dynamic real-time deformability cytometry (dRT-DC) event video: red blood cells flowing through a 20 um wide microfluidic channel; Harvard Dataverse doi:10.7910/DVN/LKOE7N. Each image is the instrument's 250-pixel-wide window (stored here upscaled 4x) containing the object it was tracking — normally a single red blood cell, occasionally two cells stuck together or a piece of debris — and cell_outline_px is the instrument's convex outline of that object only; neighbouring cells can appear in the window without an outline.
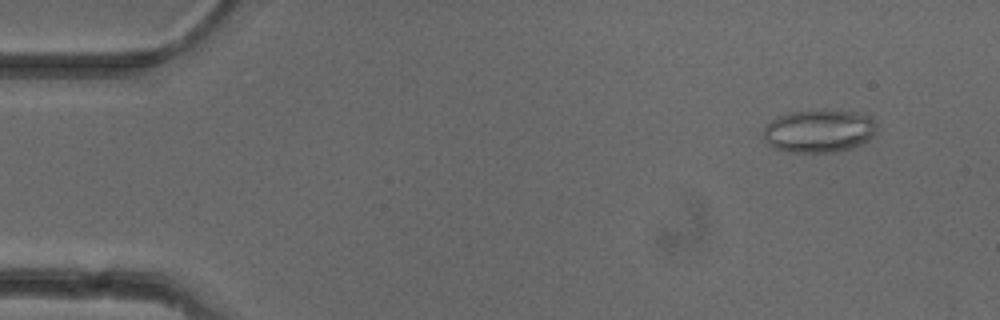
{"species": "common noctule bat (a hibernating species)", "species_latin": "Nyctalus noctula", "temperature_condition": "cold", "stored_images_in_passage": 52, "camera_frame_rate_fps": 3000, "um_per_image_px": 0.085, "animal": {"sex": "female"}, "frame": {"image": 1, "passage_image": 5, "time_ms": 1.333, "image_size_px": [1000, 320], "cell_outline_px": [[876, 132], [864, 144], [852, 148], [836, 152], [792, 152], [772, 148], [764, 140], [764, 128], [776, 116], [792, 112], [824, 108], [856, 112], [872, 116], [876, 124]], "centroid_in_image_um": [69.65, 11.11], "position_along_channel_um": 15.4, "area_um2": 29.02}}
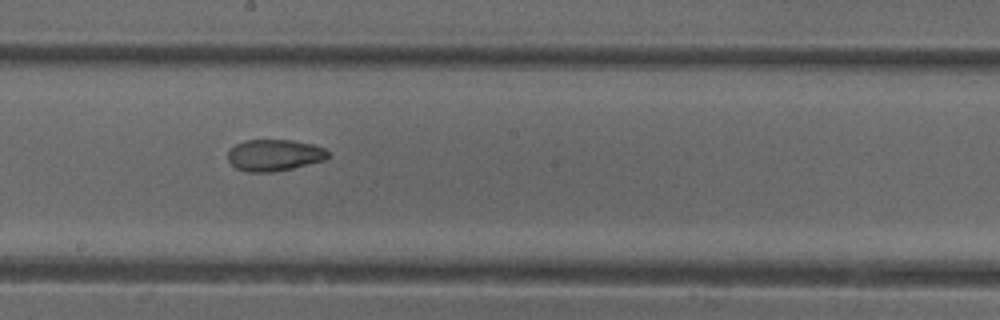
{"frame": {"image": 2, "passage_image": 29, "time_ms": 9.333, "image_size_px": [1000, 320], "cell_outline_px": [[328, 156], [324, 160], [292, 168], [272, 172], [248, 172], [236, 168], [228, 160], [228, 152], [236, 144], [244, 140], [292, 140], [312, 144], [324, 148], [328, 152]], "centroid_in_image_um": [23.3, 13.18], "position_along_channel_um": 224.9, "area_um2": 18.26}}
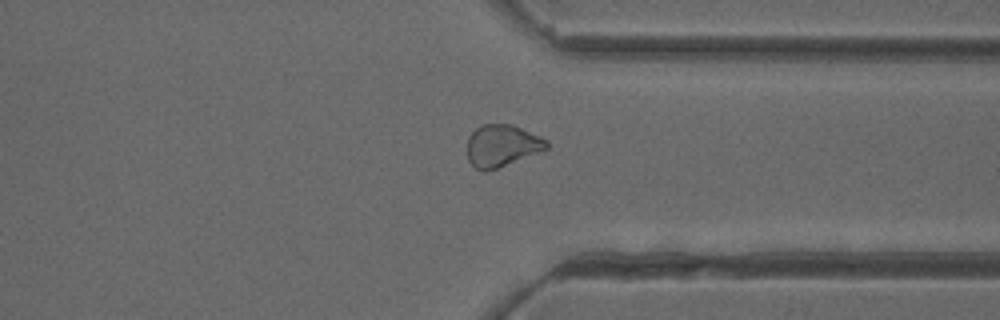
{"frame": {"image": 3, "passage_image": 40, "time_ms": 13.0, "image_size_px": [1000, 320], "cell_outline_px": [[548, 148], [496, 168], [484, 172], [476, 168], [468, 160], [468, 136], [476, 128], [484, 124], [512, 124], [540, 136], [548, 140]], "centroid_in_image_um": [42.65, 12.36], "position_along_channel_um": 368.8, "area_um2": 19.13}, "authors_computed_cell_mechanics": {"area_um2": 20.6924, "velocity_mm_per_s": 3.9593, "shape_relaxation_time_tau1_ms": null, "shape_relaxation_time_tau2_ms": 3.4846, "deformation_change_tau1": null, "deformation_change_tau2": 0.0788}}